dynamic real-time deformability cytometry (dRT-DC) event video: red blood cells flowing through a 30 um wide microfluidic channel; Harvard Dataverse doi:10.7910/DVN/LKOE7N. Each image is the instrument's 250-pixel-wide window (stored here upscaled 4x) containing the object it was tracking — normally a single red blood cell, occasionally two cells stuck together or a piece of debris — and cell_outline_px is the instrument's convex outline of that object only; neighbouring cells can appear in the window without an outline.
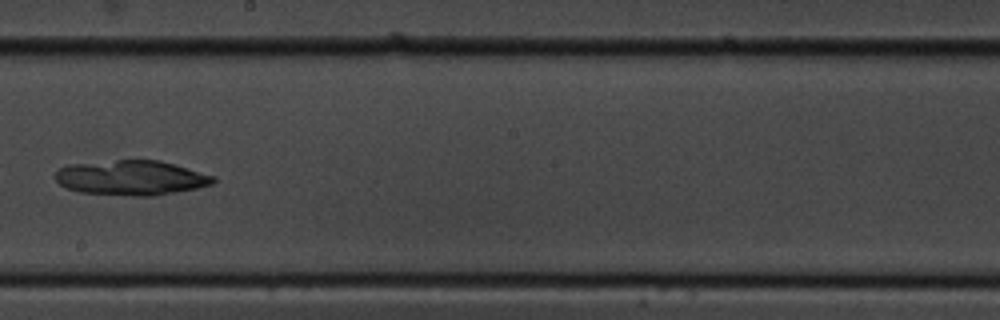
{"species": "common noctule bat (a hibernating species)", "species_latin": "Nyctalus noctula", "temperature_condition": "cold", "stored_images_in_passage": 9, "camera_frame_rate_fps": 3000, "um_per_image_px": 0.085, "animal": {"sex": "male", "body_mass_g": 19.5, "forearm_length_mm": 54.6}, "frame": {"image": 1, "passage_image": 9, "time_ms": 10.0, "image_size_px": [1000, 320], "cell_outline_px": [[216, 180], [212, 184], [196, 188], [156, 196], [132, 196], [80, 192], [68, 188], [60, 184], [56, 180], [56, 172], [60, 168], [68, 164], [116, 160], [160, 160], [216, 176]], "centroid_in_image_um": [11.18, 15.11], "position_along_channel_um": 237.0, "area_um2": 32.08}}